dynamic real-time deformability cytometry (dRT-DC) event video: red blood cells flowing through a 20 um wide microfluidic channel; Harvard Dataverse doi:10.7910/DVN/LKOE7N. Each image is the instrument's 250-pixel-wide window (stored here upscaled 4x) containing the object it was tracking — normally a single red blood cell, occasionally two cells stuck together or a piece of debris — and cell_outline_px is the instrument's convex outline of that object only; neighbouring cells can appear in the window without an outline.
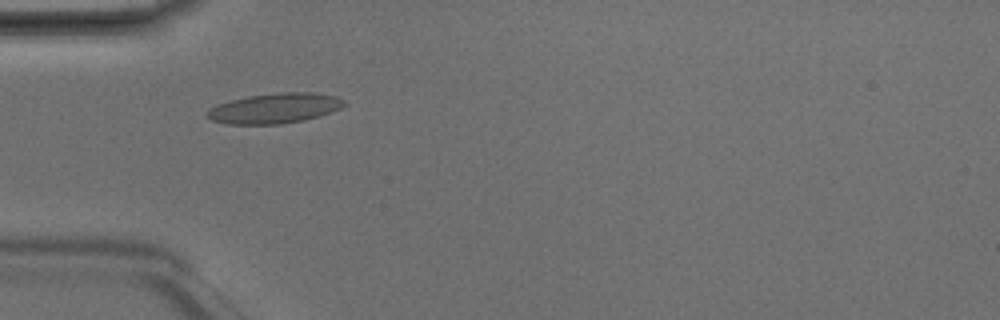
{"species": "Egyptian fruit bat (a non-hibernating species)", "species_latin": "Rousettus aegyptiacus", "temperature_condition": "room temperature", "stored_images_in_passage": 5, "camera_frame_rate_fps": 3000, "um_per_image_px": 0.085, "animal": {"sex": "male"}, "frame": {"image": 1, "passage_image": 5, "time_ms": 1.333, "image_size_px": [1000, 320], "cell_outline_px": [[344, 104], [340, 108], [304, 120], [280, 124], [228, 124], [212, 120], [208, 116], [208, 112], [216, 104], [248, 96], [280, 92], [312, 92], [336, 96], [344, 100]], "centroid_in_image_um": [23.35, 9.19], "position_along_channel_um": 61.7, "area_um2": 23.64}}